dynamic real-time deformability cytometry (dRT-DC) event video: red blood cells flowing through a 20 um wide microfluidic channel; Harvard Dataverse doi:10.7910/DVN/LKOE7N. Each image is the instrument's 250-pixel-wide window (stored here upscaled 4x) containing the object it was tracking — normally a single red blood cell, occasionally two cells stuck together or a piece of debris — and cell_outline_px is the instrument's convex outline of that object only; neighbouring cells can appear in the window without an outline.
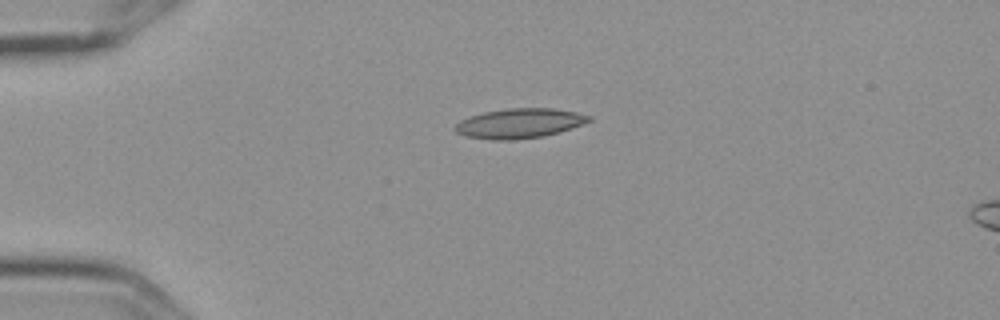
{"species": "Egyptian fruit bat (a non-hibernating species)", "species_latin": "Rousettus aegyptiacus", "temperature_condition": "cold", "stored_images_in_passage": 2, "camera_frame_rate_fps": 3000, "um_per_image_px": 0.085, "frame": {"image": 1, "passage_image": 1, "time_ms": 0.0, "image_size_px": [1000, 320], "cell_outline_px": [[592, 120], [572, 128], [560, 132], [544, 136], [512, 140], [492, 140], [464, 136], [456, 132], [452, 128], [460, 120], [468, 116], [484, 112], [508, 108], [552, 108], [576, 112], [592, 116]], "centroid_in_image_um": [44.13, 10.48], "position_along_channel_um": 40.9, "area_um2": 23.41}}